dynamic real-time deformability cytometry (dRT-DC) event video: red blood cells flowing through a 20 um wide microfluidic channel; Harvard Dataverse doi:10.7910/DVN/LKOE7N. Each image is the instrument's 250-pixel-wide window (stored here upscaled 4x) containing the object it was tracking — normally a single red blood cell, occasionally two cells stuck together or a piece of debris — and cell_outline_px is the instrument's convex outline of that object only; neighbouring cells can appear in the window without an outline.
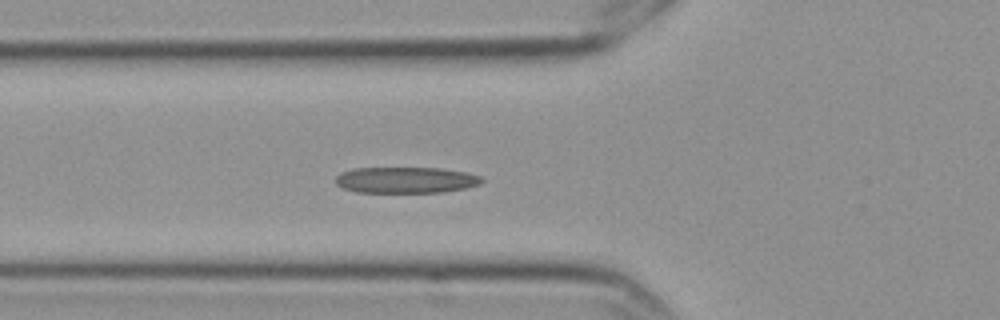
{"species": "Egyptian fruit bat (a non-hibernating species)", "species_latin": "Rousettus aegyptiacus", "temperature_condition": "cold", "stored_images_in_passage": 7, "segment_of_instrument_passage": [1, 2], "camera_frame_rate_fps": 3000, "um_per_image_px": 0.085, "frame": {"image": 1, "passage_image": 6, "time_ms": 1.667, "image_size_px": [1000, 320], "cell_outline_px": [[484, 180], [480, 184], [464, 188], [444, 192], [356, 192], [344, 188], [336, 184], [336, 176], [340, 172], [352, 168], [440, 168], [468, 172], [480, 176]], "centroid_in_image_um": [34.5, 15.29], "position_along_channel_um": 91.3, "area_um2": 22.31}}